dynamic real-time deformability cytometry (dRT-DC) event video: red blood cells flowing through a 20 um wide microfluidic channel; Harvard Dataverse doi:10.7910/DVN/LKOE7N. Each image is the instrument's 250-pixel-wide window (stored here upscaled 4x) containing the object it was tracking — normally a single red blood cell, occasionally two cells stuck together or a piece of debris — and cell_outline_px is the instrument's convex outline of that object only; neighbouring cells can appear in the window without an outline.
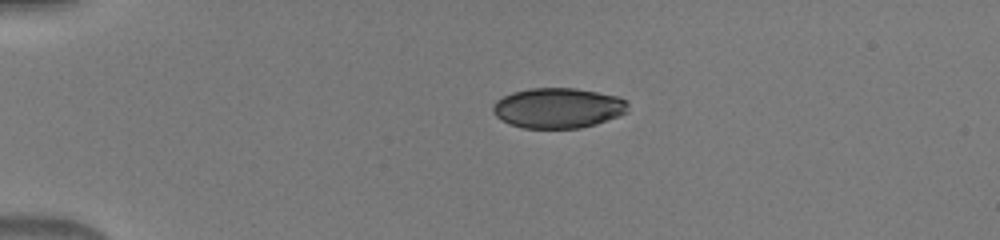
{"species": "human", "species_latin": "Homo sapiens", "temperature_condition": "warm", "stored_images_in_passage": 39, "camera_frame_rate_fps": 3000, "um_per_image_px": 0.085, "donor": {"sex": "male"}, "frame": {"image": 1, "passage_image": 1, "time_ms": 0.0, "image_size_px": [1000, 240], "cell_outline_px": [[628, 112], [620, 116], [596, 124], [580, 128], [524, 128], [508, 124], [500, 120], [492, 112], [492, 108], [496, 100], [512, 92], [532, 88], [576, 88], [620, 96], [628, 100]], "centroid_in_image_um": [47.46, 9.18], "position_along_channel_um": 37.5, "area_um2": 32.08}}
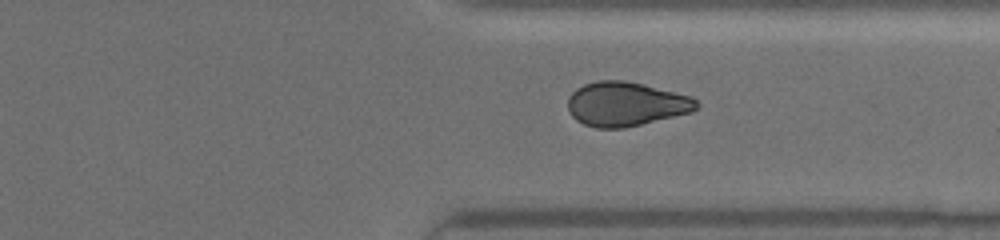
{"frame": {"image": 2, "passage_image": 28, "time_ms": 9.0, "image_size_px": [1000, 240], "cell_outline_px": [[700, 108], [692, 112], [624, 128], [596, 128], [584, 124], [576, 120], [572, 116], [568, 108], [568, 96], [576, 88], [584, 84], [600, 80], [624, 80], [644, 84], [692, 96], [700, 104]], "centroid_in_image_um": [53.22, 8.84], "position_along_channel_um": 358.2, "area_um2": 33.35}}
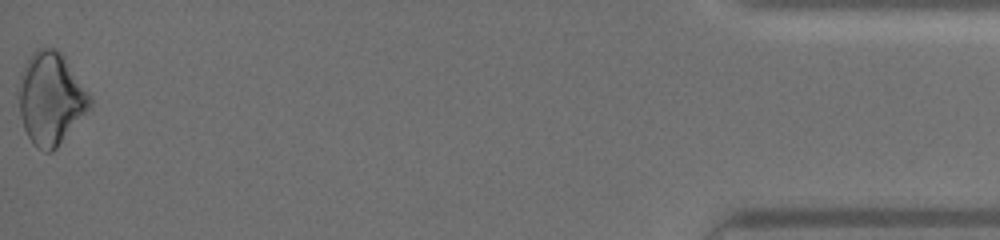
{"frame": {"image": 3, "passage_image": 39, "time_ms": 12.667, "image_size_px": [1000, 240], "cell_outline_px": [[92, 108], [56, 148], [52, 152], [44, 152], [36, 148], [32, 144], [24, 128], [20, 116], [16, 96], [16, 84], [20, 72], [24, 64], [32, 52], [36, 48], [56, 48], [64, 56], [92, 96]], "centroid_in_image_um": [4.29, 8.37], "position_along_channel_um": 430.9, "area_um2": 39.42}}